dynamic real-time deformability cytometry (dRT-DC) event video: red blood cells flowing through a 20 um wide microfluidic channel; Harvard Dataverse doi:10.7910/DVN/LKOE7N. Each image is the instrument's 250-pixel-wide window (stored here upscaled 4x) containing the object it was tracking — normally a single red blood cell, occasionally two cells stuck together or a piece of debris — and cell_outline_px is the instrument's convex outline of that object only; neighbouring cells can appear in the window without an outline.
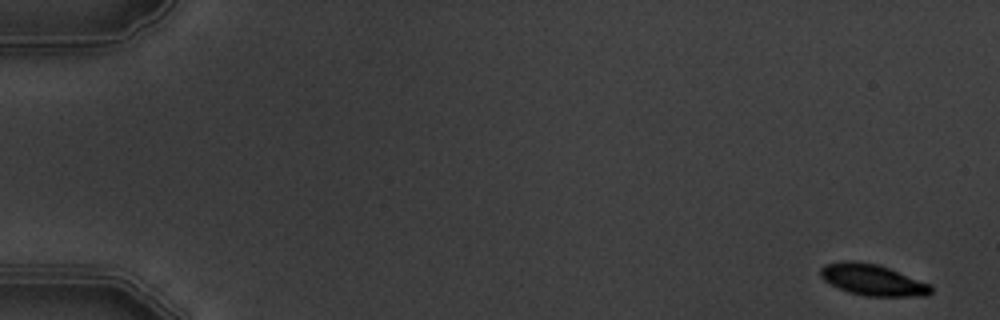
{"species": "common noctule bat (a hibernating species)", "species_latin": "Nyctalus noctula", "temperature_condition": "warm", "stored_images_in_passage": 7, "camera_frame_rate_fps": 3000, "um_per_image_px": 0.085, "animal": {"sex": "male", "body_mass_g": 19.5, "forearm_length_mm": 54.6}, "frame": {"image": 1, "passage_image": 1, "time_ms": 0.0, "image_size_px": [1000, 320], "cell_outline_px": [[932, 292], [928, 296], [864, 296], [848, 292], [824, 280], [820, 276], [820, 268], [824, 264], [844, 260], [852, 260], [880, 264], [928, 284], [932, 288]], "centroid_in_image_um": [74.14, 23.78], "position_along_channel_um": 10.9, "area_um2": 20.11}}
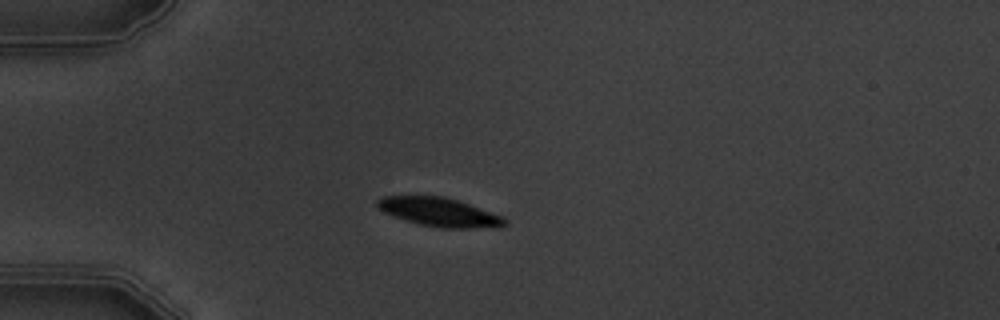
{"frame": {"image": 2, "passage_image": 5, "time_ms": 4.667, "image_size_px": [1000, 320], "cell_outline_px": [[508, 224], [496, 228], [440, 228], [420, 224], [404, 220], [384, 212], [376, 204], [376, 200], [384, 196], [444, 196], [504, 216], [508, 220]], "centroid_in_image_um": [37.4, 18.04], "position_along_channel_um": 47.6, "area_um2": 21.39}}